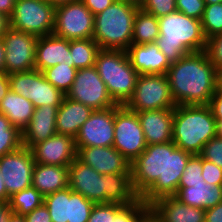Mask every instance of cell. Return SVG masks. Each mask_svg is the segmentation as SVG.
Here are the masks:
<instances>
[{"label": "cell", "instance_id": "ee69618b", "mask_svg": "<svg viewBox=\"0 0 222 222\" xmlns=\"http://www.w3.org/2000/svg\"><path fill=\"white\" fill-rule=\"evenodd\" d=\"M83 4L91 11L93 15L104 11L112 5L116 0H81Z\"/></svg>", "mask_w": 222, "mask_h": 222}, {"label": "cell", "instance_id": "484cf974", "mask_svg": "<svg viewBox=\"0 0 222 222\" xmlns=\"http://www.w3.org/2000/svg\"><path fill=\"white\" fill-rule=\"evenodd\" d=\"M94 110L82 103L73 101L66 96L57 110V134L68 135L75 138L80 127L90 117Z\"/></svg>", "mask_w": 222, "mask_h": 222}, {"label": "cell", "instance_id": "836d02e7", "mask_svg": "<svg viewBox=\"0 0 222 222\" xmlns=\"http://www.w3.org/2000/svg\"><path fill=\"white\" fill-rule=\"evenodd\" d=\"M201 26L206 40L222 34V3L206 5L201 18Z\"/></svg>", "mask_w": 222, "mask_h": 222}, {"label": "cell", "instance_id": "60d3db41", "mask_svg": "<svg viewBox=\"0 0 222 222\" xmlns=\"http://www.w3.org/2000/svg\"><path fill=\"white\" fill-rule=\"evenodd\" d=\"M206 7L204 0H176V10L186 16L201 20Z\"/></svg>", "mask_w": 222, "mask_h": 222}, {"label": "cell", "instance_id": "7bdbcfd3", "mask_svg": "<svg viewBox=\"0 0 222 222\" xmlns=\"http://www.w3.org/2000/svg\"><path fill=\"white\" fill-rule=\"evenodd\" d=\"M26 222H51L49 211L44 203L24 216Z\"/></svg>", "mask_w": 222, "mask_h": 222}, {"label": "cell", "instance_id": "277c9868", "mask_svg": "<svg viewBox=\"0 0 222 222\" xmlns=\"http://www.w3.org/2000/svg\"><path fill=\"white\" fill-rule=\"evenodd\" d=\"M160 35L156 44L170 63L191 52L204 51L206 38L201 20L184 15L179 11L158 18Z\"/></svg>", "mask_w": 222, "mask_h": 222}, {"label": "cell", "instance_id": "44dd1931", "mask_svg": "<svg viewBox=\"0 0 222 222\" xmlns=\"http://www.w3.org/2000/svg\"><path fill=\"white\" fill-rule=\"evenodd\" d=\"M174 108L137 112L147 145L172 141Z\"/></svg>", "mask_w": 222, "mask_h": 222}, {"label": "cell", "instance_id": "b9f144b4", "mask_svg": "<svg viewBox=\"0 0 222 222\" xmlns=\"http://www.w3.org/2000/svg\"><path fill=\"white\" fill-rule=\"evenodd\" d=\"M202 176L210 185H222V168L202 158Z\"/></svg>", "mask_w": 222, "mask_h": 222}, {"label": "cell", "instance_id": "8fae6325", "mask_svg": "<svg viewBox=\"0 0 222 222\" xmlns=\"http://www.w3.org/2000/svg\"><path fill=\"white\" fill-rule=\"evenodd\" d=\"M10 90L29 99L34 107L44 105L60 107L66 96L46 80L39 70L12 73L8 75Z\"/></svg>", "mask_w": 222, "mask_h": 222}, {"label": "cell", "instance_id": "ffe728a7", "mask_svg": "<svg viewBox=\"0 0 222 222\" xmlns=\"http://www.w3.org/2000/svg\"><path fill=\"white\" fill-rule=\"evenodd\" d=\"M132 67L141 74H166L171 66L164 53L154 43H132L126 50Z\"/></svg>", "mask_w": 222, "mask_h": 222}, {"label": "cell", "instance_id": "74e56055", "mask_svg": "<svg viewBox=\"0 0 222 222\" xmlns=\"http://www.w3.org/2000/svg\"><path fill=\"white\" fill-rule=\"evenodd\" d=\"M140 8L158 19L176 11V0H144Z\"/></svg>", "mask_w": 222, "mask_h": 222}, {"label": "cell", "instance_id": "f5cc1de1", "mask_svg": "<svg viewBox=\"0 0 222 222\" xmlns=\"http://www.w3.org/2000/svg\"><path fill=\"white\" fill-rule=\"evenodd\" d=\"M0 73H6L5 69V46L2 38H0Z\"/></svg>", "mask_w": 222, "mask_h": 222}, {"label": "cell", "instance_id": "4dcf8cb0", "mask_svg": "<svg viewBox=\"0 0 222 222\" xmlns=\"http://www.w3.org/2000/svg\"><path fill=\"white\" fill-rule=\"evenodd\" d=\"M44 196L32 185L10 196L8 204L11 210L20 216H26L41 206Z\"/></svg>", "mask_w": 222, "mask_h": 222}, {"label": "cell", "instance_id": "681fc988", "mask_svg": "<svg viewBox=\"0 0 222 222\" xmlns=\"http://www.w3.org/2000/svg\"><path fill=\"white\" fill-rule=\"evenodd\" d=\"M13 213L8 202H0V222H8Z\"/></svg>", "mask_w": 222, "mask_h": 222}, {"label": "cell", "instance_id": "f1b7e54d", "mask_svg": "<svg viewBox=\"0 0 222 222\" xmlns=\"http://www.w3.org/2000/svg\"><path fill=\"white\" fill-rule=\"evenodd\" d=\"M159 35L158 19L153 14L139 8L134 17L132 43H154Z\"/></svg>", "mask_w": 222, "mask_h": 222}, {"label": "cell", "instance_id": "52a82bcc", "mask_svg": "<svg viewBox=\"0 0 222 222\" xmlns=\"http://www.w3.org/2000/svg\"><path fill=\"white\" fill-rule=\"evenodd\" d=\"M94 66L113 101L125 105L134 93L139 75L132 67L127 52L100 49Z\"/></svg>", "mask_w": 222, "mask_h": 222}, {"label": "cell", "instance_id": "30bf717a", "mask_svg": "<svg viewBox=\"0 0 222 222\" xmlns=\"http://www.w3.org/2000/svg\"><path fill=\"white\" fill-rule=\"evenodd\" d=\"M147 143L137 115L125 105L114 106V143L117 149L132 163L145 149Z\"/></svg>", "mask_w": 222, "mask_h": 222}, {"label": "cell", "instance_id": "3957f363", "mask_svg": "<svg viewBox=\"0 0 222 222\" xmlns=\"http://www.w3.org/2000/svg\"><path fill=\"white\" fill-rule=\"evenodd\" d=\"M68 187L95 204L128 205L139 196L134 192L131 173L101 175L77 158L68 166Z\"/></svg>", "mask_w": 222, "mask_h": 222}, {"label": "cell", "instance_id": "cb8c5ba5", "mask_svg": "<svg viewBox=\"0 0 222 222\" xmlns=\"http://www.w3.org/2000/svg\"><path fill=\"white\" fill-rule=\"evenodd\" d=\"M161 222H205V209L188 206L174 196H164L149 205Z\"/></svg>", "mask_w": 222, "mask_h": 222}, {"label": "cell", "instance_id": "9c48e42d", "mask_svg": "<svg viewBox=\"0 0 222 222\" xmlns=\"http://www.w3.org/2000/svg\"><path fill=\"white\" fill-rule=\"evenodd\" d=\"M125 106L134 112L175 108L166 74L138 75L134 93Z\"/></svg>", "mask_w": 222, "mask_h": 222}, {"label": "cell", "instance_id": "d4e9b609", "mask_svg": "<svg viewBox=\"0 0 222 222\" xmlns=\"http://www.w3.org/2000/svg\"><path fill=\"white\" fill-rule=\"evenodd\" d=\"M174 197L188 206L208 209L222 202V185H210L205 181L197 184H179Z\"/></svg>", "mask_w": 222, "mask_h": 222}, {"label": "cell", "instance_id": "7402d4cb", "mask_svg": "<svg viewBox=\"0 0 222 222\" xmlns=\"http://www.w3.org/2000/svg\"><path fill=\"white\" fill-rule=\"evenodd\" d=\"M69 40L54 34L38 37L35 53V69L43 72L59 63H66L74 67L71 62Z\"/></svg>", "mask_w": 222, "mask_h": 222}, {"label": "cell", "instance_id": "680465c9", "mask_svg": "<svg viewBox=\"0 0 222 222\" xmlns=\"http://www.w3.org/2000/svg\"><path fill=\"white\" fill-rule=\"evenodd\" d=\"M119 1H123L129 4H132L138 8H140L144 2V0H119Z\"/></svg>", "mask_w": 222, "mask_h": 222}, {"label": "cell", "instance_id": "bcb514c9", "mask_svg": "<svg viewBox=\"0 0 222 222\" xmlns=\"http://www.w3.org/2000/svg\"><path fill=\"white\" fill-rule=\"evenodd\" d=\"M205 222H222V202L205 209Z\"/></svg>", "mask_w": 222, "mask_h": 222}, {"label": "cell", "instance_id": "8d00e7d4", "mask_svg": "<svg viewBox=\"0 0 222 222\" xmlns=\"http://www.w3.org/2000/svg\"><path fill=\"white\" fill-rule=\"evenodd\" d=\"M204 181L202 176V157L194 154L189 158L179 184H197Z\"/></svg>", "mask_w": 222, "mask_h": 222}, {"label": "cell", "instance_id": "f6af8a7d", "mask_svg": "<svg viewBox=\"0 0 222 222\" xmlns=\"http://www.w3.org/2000/svg\"><path fill=\"white\" fill-rule=\"evenodd\" d=\"M209 106L215 120H222V92H220L218 89L211 97Z\"/></svg>", "mask_w": 222, "mask_h": 222}, {"label": "cell", "instance_id": "4fadbf2b", "mask_svg": "<svg viewBox=\"0 0 222 222\" xmlns=\"http://www.w3.org/2000/svg\"><path fill=\"white\" fill-rule=\"evenodd\" d=\"M66 97L89 106L93 110H104L116 105L95 66L77 70Z\"/></svg>", "mask_w": 222, "mask_h": 222}, {"label": "cell", "instance_id": "91938a15", "mask_svg": "<svg viewBox=\"0 0 222 222\" xmlns=\"http://www.w3.org/2000/svg\"><path fill=\"white\" fill-rule=\"evenodd\" d=\"M217 89L222 92V71L218 72Z\"/></svg>", "mask_w": 222, "mask_h": 222}, {"label": "cell", "instance_id": "ba28073f", "mask_svg": "<svg viewBox=\"0 0 222 222\" xmlns=\"http://www.w3.org/2000/svg\"><path fill=\"white\" fill-rule=\"evenodd\" d=\"M55 6L47 0H16L10 28L37 37L53 34Z\"/></svg>", "mask_w": 222, "mask_h": 222}, {"label": "cell", "instance_id": "7dc6e473", "mask_svg": "<svg viewBox=\"0 0 222 222\" xmlns=\"http://www.w3.org/2000/svg\"><path fill=\"white\" fill-rule=\"evenodd\" d=\"M16 0H0V13L11 17L14 11Z\"/></svg>", "mask_w": 222, "mask_h": 222}, {"label": "cell", "instance_id": "7c38bea8", "mask_svg": "<svg viewBox=\"0 0 222 222\" xmlns=\"http://www.w3.org/2000/svg\"><path fill=\"white\" fill-rule=\"evenodd\" d=\"M53 34L67 40L88 39L94 34V15L81 0L55 7Z\"/></svg>", "mask_w": 222, "mask_h": 222}, {"label": "cell", "instance_id": "1f68e13d", "mask_svg": "<svg viewBox=\"0 0 222 222\" xmlns=\"http://www.w3.org/2000/svg\"><path fill=\"white\" fill-rule=\"evenodd\" d=\"M76 72L77 69L75 67H71L66 63H59L45 69L42 73L47 81L66 95L72 87Z\"/></svg>", "mask_w": 222, "mask_h": 222}, {"label": "cell", "instance_id": "6da1fadb", "mask_svg": "<svg viewBox=\"0 0 222 222\" xmlns=\"http://www.w3.org/2000/svg\"><path fill=\"white\" fill-rule=\"evenodd\" d=\"M192 155L173 141L147 145L130 164L134 192L148 205L160 197L174 196Z\"/></svg>", "mask_w": 222, "mask_h": 222}, {"label": "cell", "instance_id": "d6986e66", "mask_svg": "<svg viewBox=\"0 0 222 222\" xmlns=\"http://www.w3.org/2000/svg\"><path fill=\"white\" fill-rule=\"evenodd\" d=\"M76 150V158L101 175L131 173V163L113 146L81 147Z\"/></svg>", "mask_w": 222, "mask_h": 222}, {"label": "cell", "instance_id": "5bb4252c", "mask_svg": "<svg viewBox=\"0 0 222 222\" xmlns=\"http://www.w3.org/2000/svg\"><path fill=\"white\" fill-rule=\"evenodd\" d=\"M51 222H87L95 203L69 187L44 197Z\"/></svg>", "mask_w": 222, "mask_h": 222}, {"label": "cell", "instance_id": "db71d44e", "mask_svg": "<svg viewBox=\"0 0 222 222\" xmlns=\"http://www.w3.org/2000/svg\"><path fill=\"white\" fill-rule=\"evenodd\" d=\"M9 195L7 194V190L4 185V179L0 172V202H8L9 201Z\"/></svg>", "mask_w": 222, "mask_h": 222}, {"label": "cell", "instance_id": "6f0895ef", "mask_svg": "<svg viewBox=\"0 0 222 222\" xmlns=\"http://www.w3.org/2000/svg\"><path fill=\"white\" fill-rule=\"evenodd\" d=\"M216 136L222 138V120H216Z\"/></svg>", "mask_w": 222, "mask_h": 222}, {"label": "cell", "instance_id": "5b68a950", "mask_svg": "<svg viewBox=\"0 0 222 222\" xmlns=\"http://www.w3.org/2000/svg\"><path fill=\"white\" fill-rule=\"evenodd\" d=\"M216 124L209 105H176L172 141L184 151L200 154L203 146L216 137Z\"/></svg>", "mask_w": 222, "mask_h": 222}, {"label": "cell", "instance_id": "d6a6232c", "mask_svg": "<svg viewBox=\"0 0 222 222\" xmlns=\"http://www.w3.org/2000/svg\"><path fill=\"white\" fill-rule=\"evenodd\" d=\"M22 146V132L0 113V157Z\"/></svg>", "mask_w": 222, "mask_h": 222}, {"label": "cell", "instance_id": "7a4b0ae2", "mask_svg": "<svg viewBox=\"0 0 222 222\" xmlns=\"http://www.w3.org/2000/svg\"><path fill=\"white\" fill-rule=\"evenodd\" d=\"M166 76L176 105H209L217 90L218 72L205 50L171 63Z\"/></svg>", "mask_w": 222, "mask_h": 222}, {"label": "cell", "instance_id": "94428289", "mask_svg": "<svg viewBox=\"0 0 222 222\" xmlns=\"http://www.w3.org/2000/svg\"><path fill=\"white\" fill-rule=\"evenodd\" d=\"M206 5L222 3V0H204Z\"/></svg>", "mask_w": 222, "mask_h": 222}, {"label": "cell", "instance_id": "c3c4849f", "mask_svg": "<svg viewBox=\"0 0 222 222\" xmlns=\"http://www.w3.org/2000/svg\"><path fill=\"white\" fill-rule=\"evenodd\" d=\"M10 90L9 78L6 73H0V104L4 96Z\"/></svg>", "mask_w": 222, "mask_h": 222}, {"label": "cell", "instance_id": "e0dca14e", "mask_svg": "<svg viewBox=\"0 0 222 222\" xmlns=\"http://www.w3.org/2000/svg\"><path fill=\"white\" fill-rule=\"evenodd\" d=\"M75 147H109L114 143V106L94 110L74 138Z\"/></svg>", "mask_w": 222, "mask_h": 222}, {"label": "cell", "instance_id": "ac0fdd59", "mask_svg": "<svg viewBox=\"0 0 222 222\" xmlns=\"http://www.w3.org/2000/svg\"><path fill=\"white\" fill-rule=\"evenodd\" d=\"M35 163L54 166H69L76 159V147L73 137L55 134L34 144L30 148Z\"/></svg>", "mask_w": 222, "mask_h": 222}, {"label": "cell", "instance_id": "9a60e30c", "mask_svg": "<svg viewBox=\"0 0 222 222\" xmlns=\"http://www.w3.org/2000/svg\"><path fill=\"white\" fill-rule=\"evenodd\" d=\"M2 40L5 46L7 75L35 70L37 36L9 28Z\"/></svg>", "mask_w": 222, "mask_h": 222}, {"label": "cell", "instance_id": "2e32d148", "mask_svg": "<svg viewBox=\"0 0 222 222\" xmlns=\"http://www.w3.org/2000/svg\"><path fill=\"white\" fill-rule=\"evenodd\" d=\"M35 161L24 146L0 157V172L9 197L32 185Z\"/></svg>", "mask_w": 222, "mask_h": 222}, {"label": "cell", "instance_id": "603a6c76", "mask_svg": "<svg viewBox=\"0 0 222 222\" xmlns=\"http://www.w3.org/2000/svg\"><path fill=\"white\" fill-rule=\"evenodd\" d=\"M58 107L44 105L36 107L30 122L22 131V144L31 148L34 144L44 141L57 133L56 117Z\"/></svg>", "mask_w": 222, "mask_h": 222}, {"label": "cell", "instance_id": "f546056e", "mask_svg": "<svg viewBox=\"0 0 222 222\" xmlns=\"http://www.w3.org/2000/svg\"><path fill=\"white\" fill-rule=\"evenodd\" d=\"M69 50L71 62L74 63V67L78 70L95 65L100 47L93 38L77 39L69 40Z\"/></svg>", "mask_w": 222, "mask_h": 222}, {"label": "cell", "instance_id": "f35d334b", "mask_svg": "<svg viewBox=\"0 0 222 222\" xmlns=\"http://www.w3.org/2000/svg\"><path fill=\"white\" fill-rule=\"evenodd\" d=\"M202 158L209 160L218 167L222 168V138H211L199 154Z\"/></svg>", "mask_w": 222, "mask_h": 222}, {"label": "cell", "instance_id": "816d5d0a", "mask_svg": "<svg viewBox=\"0 0 222 222\" xmlns=\"http://www.w3.org/2000/svg\"><path fill=\"white\" fill-rule=\"evenodd\" d=\"M139 222H161V220L149 209L140 219Z\"/></svg>", "mask_w": 222, "mask_h": 222}, {"label": "cell", "instance_id": "83f0119b", "mask_svg": "<svg viewBox=\"0 0 222 222\" xmlns=\"http://www.w3.org/2000/svg\"><path fill=\"white\" fill-rule=\"evenodd\" d=\"M34 109L29 99L11 90L7 92L0 104V113L4 114L21 132L30 122Z\"/></svg>", "mask_w": 222, "mask_h": 222}, {"label": "cell", "instance_id": "9f6ffc18", "mask_svg": "<svg viewBox=\"0 0 222 222\" xmlns=\"http://www.w3.org/2000/svg\"><path fill=\"white\" fill-rule=\"evenodd\" d=\"M47 1L56 7L58 5L74 2L77 0H47Z\"/></svg>", "mask_w": 222, "mask_h": 222}, {"label": "cell", "instance_id": "8992f818", "mask_svg": "<svg viewBox=\"0 0 222 222\" xmlns=\"http://www.w3.org/2000/svg\"><path fill=\"white\" fill-rule=\"evenodd\" d=\"M139 8L116 0L94 15L93 39L100 49L124 50L132 44L134 17Z\"/></svg>", "mask_w": 222, "mask_h": 222}, {"label": "cell", "instance_id": "f907efd6", "mask_svg": "<svg viewBox=\"0 0 222 222\" xmlns=\"http://www.w3.org/2000/svg\"><path fill=\"white\" fill-rule=\"evenodd\" d=\"M10 28V20L9 17L0 13V38L4 35V33Z\"/></svg>", "mask_w": 222, "mask_h": 222}, {"label": "cell", "instance_id": "ab89813d", "mask_svg": "<svg viewBox=\"0 0 222 222\" xmlns=\"http://www.w3.org/2000/svg\"><path fill=\"white\" fill-rule=\"evenodd\" d=\"M205 51L216 71H222V34L207 39Z\"/></svg>", "mask_w": 222, "mask_h": 222}, {"label": "cell", "instance_id": "4316f807", "mask_svg": "<svg viewBox=\"0 0 222 222\" xmlns=\"http://www.w3.org/2000/svg\"><path fill=\"white\" fill-rule=\"evenodd\" d=\"M68 166L35 163L32 186L44 197L68 187Z\"/></svg>", "mask_w": 222, "mask_h": 222}, {"label": "cell", "instance_id": "11a10c76", "mask_svg": "<svg viewBox=\"0 0 222 222\" xmlns=\"http://www.w3.org/2000/svg\"><path fill=\"white\" fill-rule=\"evenodd\" d=\"M8 222H26L24 216L13 213Z\"/></svg>", "mask_w": 222, "mask_h": 222}, {"label": "cell", "instance_id": "e575fe53", "mask_svg": "<svg viewBox=\"0 0 222 222\" xmlns=\"http://www.w3.org/2000/svg\"><path fill=\"white\" fill-rule=\"evenodd\" d=\"M150 209L140 197L131 204L125 205L112 218V222H139L141 217Z\"/></svg>", "mask_w": 222, "mask_h": 222}, {"label": "cell", "instance_id": "d590c367", "mask_svg": "<svg viewBox=\"0 0 222 222\" xmlns=\"http://www.w3.org/2000/svg\"><path fill=\"white\" fill-rule=\"evenodd\" d=\"M124 206L125 205L119 203L94 204L87 222H112V218H114Z\"/></svg>", "mask_w": 222, "mask_h": 222}]
</instances>
